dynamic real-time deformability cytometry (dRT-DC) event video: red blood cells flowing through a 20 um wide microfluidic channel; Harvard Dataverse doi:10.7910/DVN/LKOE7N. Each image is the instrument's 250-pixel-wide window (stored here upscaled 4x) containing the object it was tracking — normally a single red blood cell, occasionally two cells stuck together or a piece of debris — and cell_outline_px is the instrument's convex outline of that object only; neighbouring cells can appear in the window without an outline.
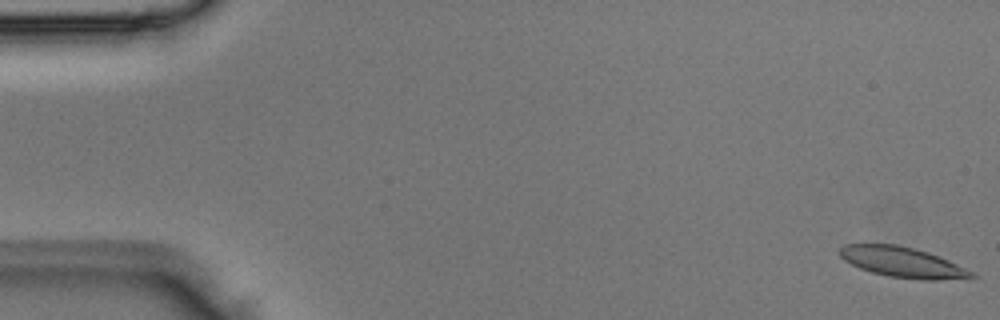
{"species": "Egyptian fruit bat (a non-hibernating species)", "species_latin": "Rousettus aegyptiacus", "temperature_condition": "room temperature", "stored_images_in_passage": 4, "camera_frame_rate_fps": 3000, "um_per_image_px": 0.085, "animal": {"sex": "male"}, "frame": {"image": 1, "passage_image": 1, "time_ms": 0.0, "image_size_px": [1000, 320], "cell_outline_px": [[976, 276], [940, 280], [924, 280], [888, 276], [872, 272], [860, 268], [844, 260], [840, 256], [840, 248], [844, 244], [896, 244], [928, 252], [948, 260], [976, 272]], "centroid_in_image_um": [76.72, 22.28], "position_along_channel_um": 8.3, "area_um2": 23.12}}
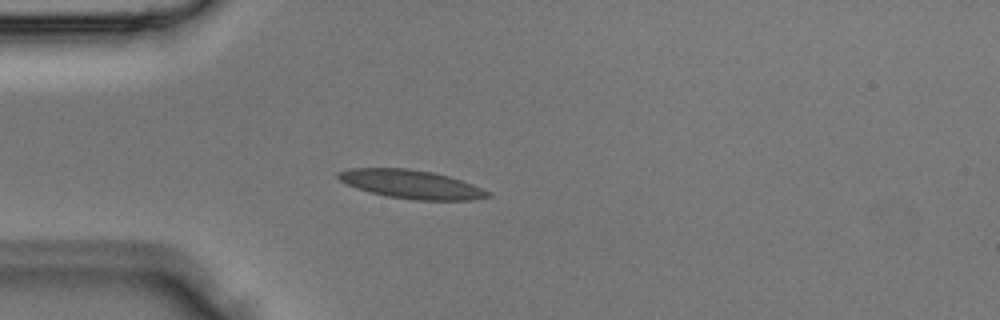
{"frame": {"image": 2, "passage_image": 4, "time_ms": 1.0, "image_size_px": [1000, 320], "cell_outline_px": [[492, 196], [472, 200], [416, 200], [388, 196], [356, 188], [340, 180], [336, 176], [336, 172], [348, 168], [408, 168], [432, 172], [448, 176], [472, 184], [492, 192]], "centroid_in_image_um": [34.96, 15.66], "position_along_channel_um": 50.0, "area_um2": 24.85}}